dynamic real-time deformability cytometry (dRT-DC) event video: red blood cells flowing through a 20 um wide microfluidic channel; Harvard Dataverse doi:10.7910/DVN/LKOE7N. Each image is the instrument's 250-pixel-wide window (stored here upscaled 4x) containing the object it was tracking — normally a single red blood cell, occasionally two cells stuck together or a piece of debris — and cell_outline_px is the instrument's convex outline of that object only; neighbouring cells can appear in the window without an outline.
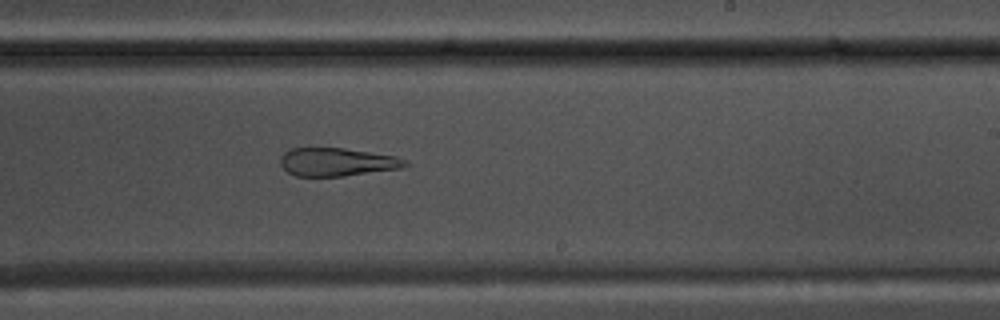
{"species": "common noctule bat (a hibernating species)", "species_latin": "Nyctalus noctula", "temperature_condition": "warm", "stored_images_in_passage": 53, "camera_frame_rate_fps": 3000, "um_per_image_px": 0.085, "animal": {"sex": "male", "body_mass_g": 17.5, "forearm_length_mm": 52.3}, "frame": {"image": 1, "passage_image": 32, "time_ms": 10.333, "image_size_px": [1000, 320], "cell_outline_px": [[408, 164], [404, 168], [344, 176], [296, 176], [288, 172], [280, 164], [280, 156], [284, 152], [292, 148], [344, 148], [396, 156], [404, 160]], "centroid_in_image_um": [28.64, 13.77], "position_along_channel_um": 260.4, "area_um2": 20.52}}
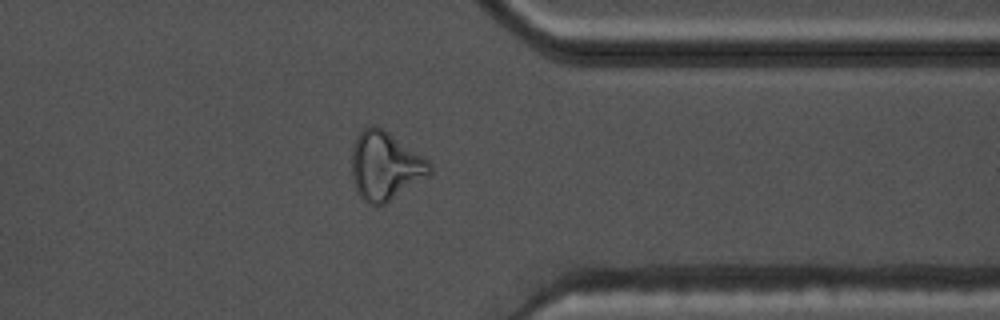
{"frame": {"image": 2, "passage_image": 42, "time_ms": 13.667, "image_size_px": [1000, 320], "cell_outline_px": [[432, 172], [428, 176], [384, 204], [368, 204], [356, 192], [352, 180], [352, 148], [360, 132], [364, 128], [372, 124], [376, 124], [388, 132], [428, 160], [432, 164]], "centroid_in_image_um": [32.72, 14.1], "position_along_channel_um": 378.7, "area_um2": 30.87}}
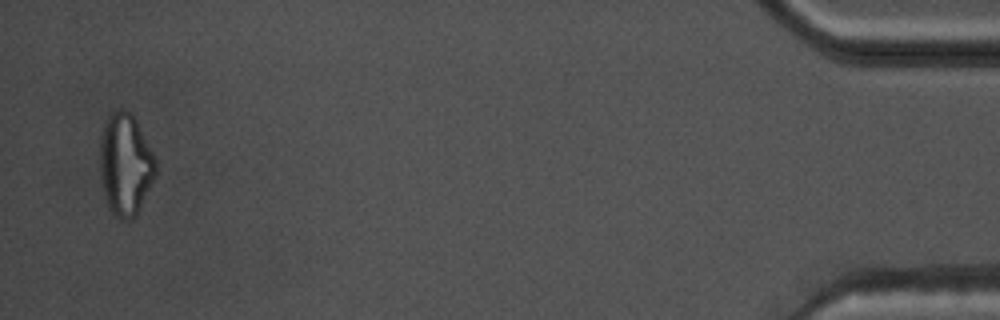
{"frame": {"image": 3, "passage_image": 52, "time_ms": 17.0, "image_size_px": [1000, 320], "cell_outline_px": [[156, 176], [136, 216], [128, 220], [120, 220], [112, 212], [104, 196], [100, 176], [100, 140], [104, 120], [112, 112], [120, 108], [128, 108], [132, 112], [156, 160]], "centroid_in_image_um": [10.65, 13.95], "position_along_channel_um": 424.6, "area_um2": 33.47}, "authors_computed_cell_mechanics": {"area_um2": 25.6054, "velocity_mm_per_s": 3.7381, "shape_relaxation_time_tau1_ms": null, "shape_relaxation_time_tau2_ms": 3.3142, "deformation_change_tau1": null, "deformation_change_tau2": 0.1364}}